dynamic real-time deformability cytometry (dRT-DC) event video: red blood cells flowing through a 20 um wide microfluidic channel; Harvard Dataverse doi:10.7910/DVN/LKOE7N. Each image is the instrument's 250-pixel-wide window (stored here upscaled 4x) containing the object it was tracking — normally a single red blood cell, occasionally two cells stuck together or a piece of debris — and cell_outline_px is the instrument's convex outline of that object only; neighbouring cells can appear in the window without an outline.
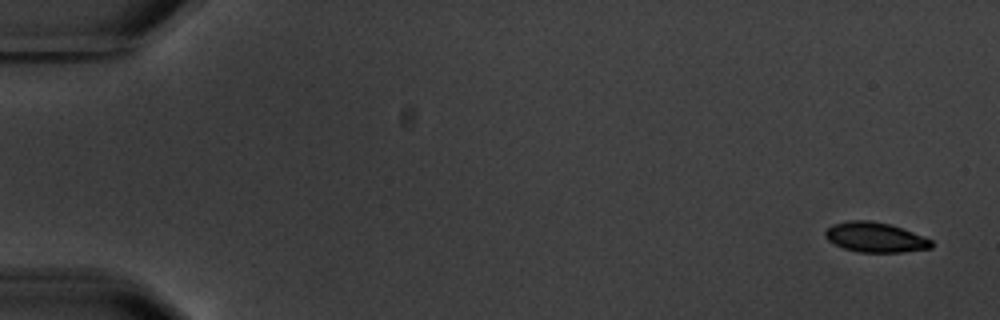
{"species": "common noctule bat (a hibernating species)", "species_latin": "Nyctalus noctula", "temperature_condition": "warm", "stored_images_in_passage": 6, "camera_frame_rate_fps": 3000, "um_per_image_px": 0.085, "animal": {"sex": "male", "body_mass_g": 20.1, "forearm_length_mm": 53.5}, "frame": {"image": 1, "passage_image": 1, "time_ms": 0.0, "image_size_px": [1000, 320], "cell_outline_px": [[932, 248], [904, 252], [860, 252], [844, 248], [828, 240], [824, 236], [824, 232], [832, 224], [852, 220], [872, 220], [888, 224], [924, 236], [932, 240]], "centroid_in_image_um": [74.39, 20.17], "position_along_channel_um": 10.6, "area_um2": 18.38}}
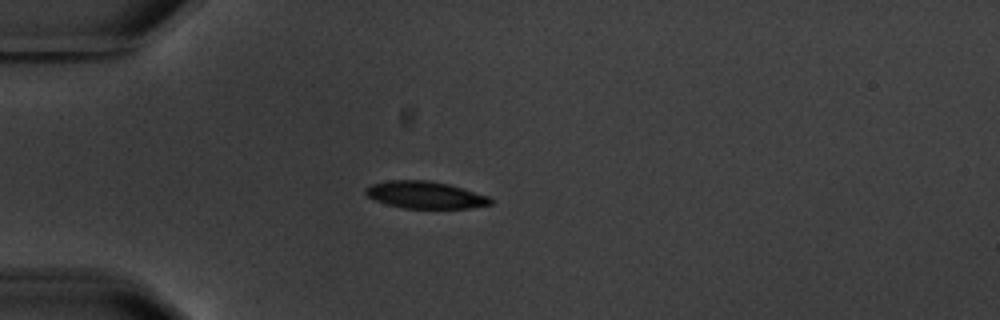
{"frame": {"image": 2, "passage_image": 4, "time_ms": 4.667, "image_size_px": [1000, 320], "cell_outline_px": [[492, 204], [468, 208], [404, 208], [388, 204], [376, 200], [368, 196], [364, 192], [364, 188], [372, 184], [388, 180], [428, 180], [448, 184], [488, 196], [492, 200]], "centroid_in_image_um": [36.12, 16.56], "position_along_channel_um": 48.9, "area_um2": 19.54}}
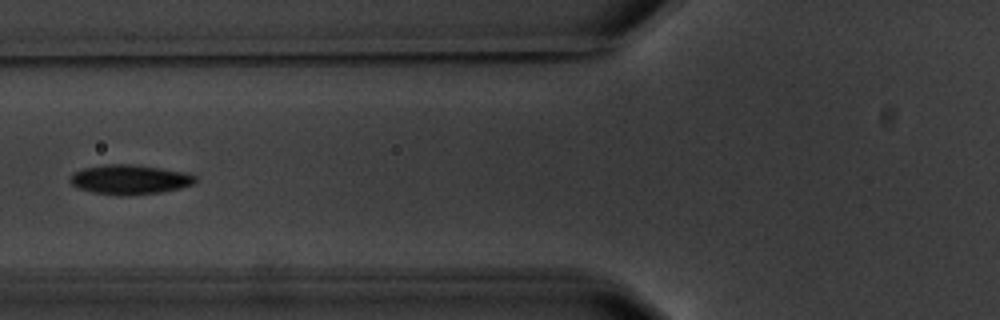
{"frame": {"image": 3, "passage_image": 6, "time_ms": 7.0, "image_size_px": [1000, 320], "cell_outline_px": [[196, 180], [192, 184], [180, 188], [160, 192], [92, 192], [80, 188], [72, 184], [68, 180], [72, 172], [84, 168], [104, 164], [140, 164], [184, 172], [196, 176]], "centroid_in_image_um": [11.02, 15.19], "position_along_channel_um": 114.8, "area_um2": 20.69}}